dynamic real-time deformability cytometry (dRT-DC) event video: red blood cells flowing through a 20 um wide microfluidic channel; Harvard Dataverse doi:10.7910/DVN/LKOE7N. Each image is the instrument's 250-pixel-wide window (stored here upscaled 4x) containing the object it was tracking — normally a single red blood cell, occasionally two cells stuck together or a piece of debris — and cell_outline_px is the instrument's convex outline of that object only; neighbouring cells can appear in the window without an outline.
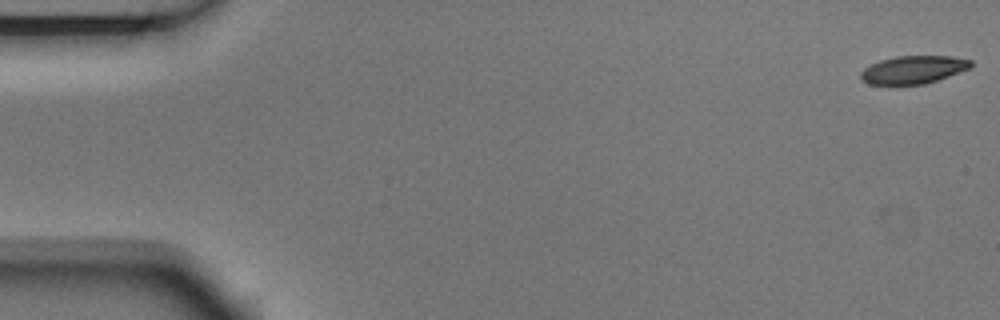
{"species": "Egyptian fruit bat (a non-hibernating species)", "species_latin": "Rousettus aegyptiacus", "temperature_condition": "room temperature", "stored_images_in_passage": 5, "camera_frame_rate_fps": 3000, "um_per_image_px": 0.085, "animal": {"sex": "male"}, "frame": {"image": 1, "passage_image": 1, "time_ms": 0.0, "image_size_px": [1000, 320], "cell_outline_px": [[972, 64], [968, 68], [948, 76], [924, 84], [888, 88], [868, 84], [860, 76], [860, 72], [864, 68], [880, 60], [896, 56], [952, 56], [972, 60]], "centroid_in_image_um": [77.54, 5.97], "position_along_channel_um": 7.5, "area_um2": 18.44}}
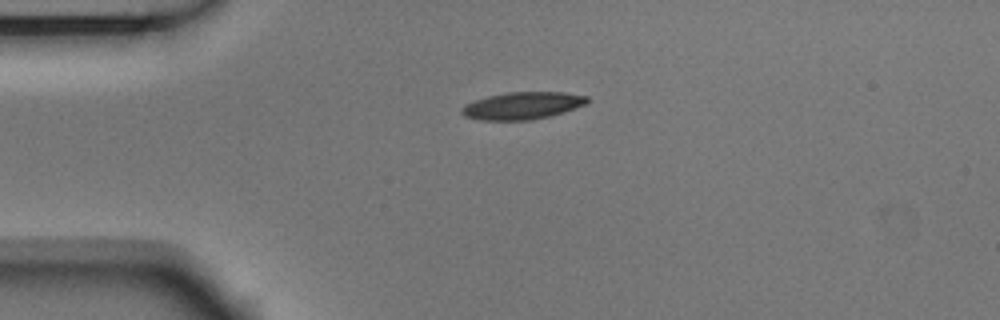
{"frame": {"image": 2, "passage_image": 4, "time_ms": 1.0, "image_size_px": [1000, 320], "cell_outline_px": [[588, 104], [564, 112], [532, 120], [480, 120], [464, 116], [460, 112], [460, 108], [464, 104], [488, 96], [508, 92], [564, 92], [588, 96]], "centroid_in_image_um": [44.41, 8.98], "position_along_channel_um": 40.6, "area_um2": 20.06}}
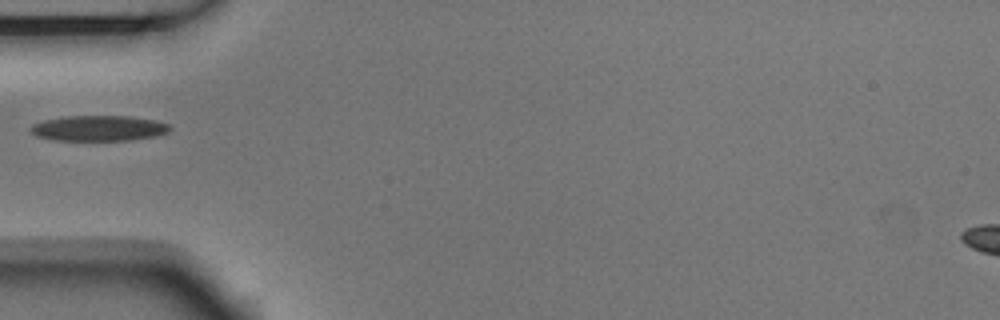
{"frame": {"image": 3, "passage_image": 5, "time_ms": 1.333, "image_size_px": [1000, 320], "cell_outline_px": [[172, 128], [168, 132], [156, 136], [132, 140], [52, 140], [36, 136], [28, 128], [32, 124], [44, 120], [64, 116], [128, 116], [156, 120], [168, 124]], "centroid_in_image_um": [8.38, 10.9], "position_along_channel_um": 76.6, "area_um2": 20.81}}